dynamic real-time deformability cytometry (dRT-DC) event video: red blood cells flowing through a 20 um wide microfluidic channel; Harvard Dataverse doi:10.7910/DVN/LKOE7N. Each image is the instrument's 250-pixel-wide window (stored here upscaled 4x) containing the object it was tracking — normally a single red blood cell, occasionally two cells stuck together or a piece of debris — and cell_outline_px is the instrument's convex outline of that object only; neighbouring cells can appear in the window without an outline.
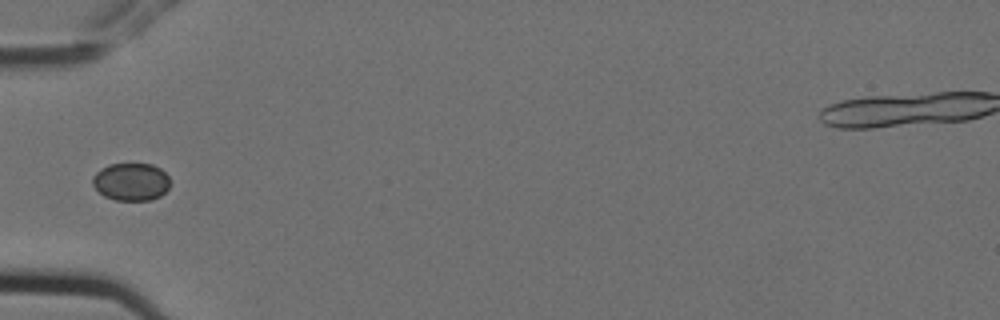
{"species": "Egyptian fruit bat (a non-hibernating species)", "species_latin": "Rousettus aegyptiacus", "temperature_condition": "cold", "stored_images_in_passage": 2, "camera_frame_rate_fps": 3000, "um_per_image_px": 0.085, "animal": {"sex": "female"}, "frame": {"image": 1, "passage_image": 2, "time_ms": 0.333, "image_size_px": [1000, 320], "cell_outline_px": [[168, 188], [160, 196], [148, 200], [116, 200], [104, 196], [92, 184], [92, 176], [100, 168], [108, 164], [152, 164], [160, 168], [168, 176]], "centroid_in_image_um": [11.11, 15.44], "position_along_channel_um": 73.9, "area_um2": 16.94}}